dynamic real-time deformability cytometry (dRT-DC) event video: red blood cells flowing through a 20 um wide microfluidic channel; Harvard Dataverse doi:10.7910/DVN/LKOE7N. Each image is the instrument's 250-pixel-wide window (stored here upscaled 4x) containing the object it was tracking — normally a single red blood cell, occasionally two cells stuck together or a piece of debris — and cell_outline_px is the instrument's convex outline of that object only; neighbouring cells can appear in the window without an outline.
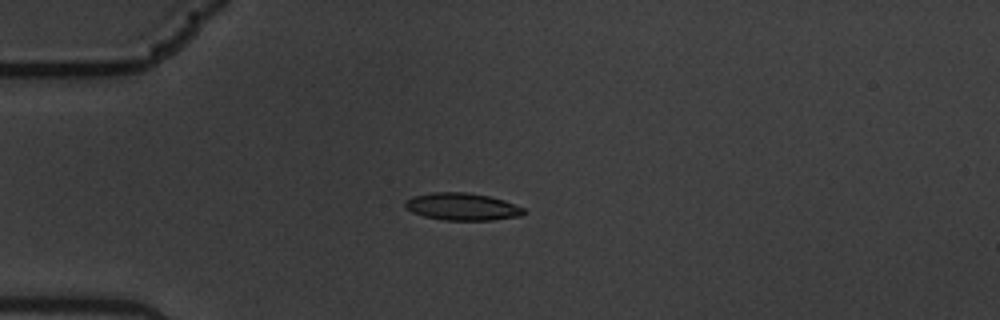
{"species": "common noctule bat (a hibernating species)", "species_latin": "Nyctalus noctula", "temperature_condition": "warm", "stored_images_in_passage": 7, "camera_frame_rate_fps": 3000, "um_per_image_px": 0.085, "animal": {"sex": "male", "body_mass_g": 19.5, "forearm_length_mm": 54.6}, "frame": {"image": 1, "passage_image": 5, "time_ms": 1.333, "image_size_px": [1000, 320], "cell_outline_px": [[528, 212], [520, 216], [492, 220], [444, 220], [424, 216], [412, 212], [404, 208], [404, 204], [412, 196], [432, 192], [468, 192], [488, 196], [504, 200], [524, 208]], "centroid_in_image_um": [39.29, 17.56], "position_along_channel_um": 45.7, "area_um2": 18.96}}
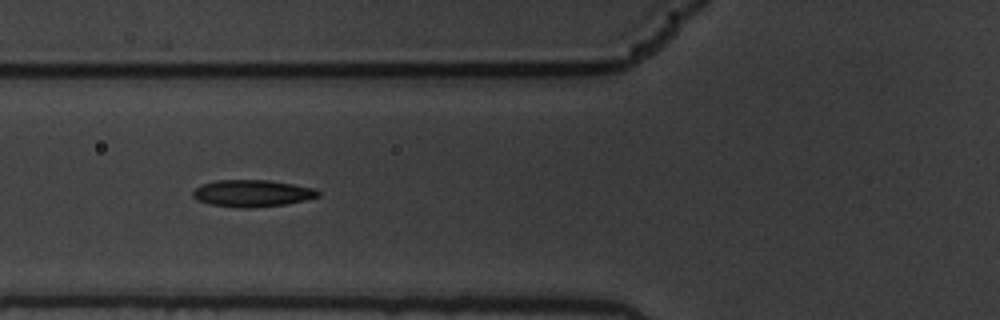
{"frame": {"image": 2, "passage_image": 7, "time_ms": 2.0, "image_size_px": [1000, 320], "cell_outline_px": [[320, 196], [288, 204], [248, 208], [240, 208], [212, 204], [196, 200], [192, 196], [192, 192], [200, 184], [216, 180], [268, 180], [292, 184], [312, 188], [320, 192]], "centroid_in_image_um": [21.41, 16.43], "position_along_channel_um": 104.4, "area_um2": 19.59}}